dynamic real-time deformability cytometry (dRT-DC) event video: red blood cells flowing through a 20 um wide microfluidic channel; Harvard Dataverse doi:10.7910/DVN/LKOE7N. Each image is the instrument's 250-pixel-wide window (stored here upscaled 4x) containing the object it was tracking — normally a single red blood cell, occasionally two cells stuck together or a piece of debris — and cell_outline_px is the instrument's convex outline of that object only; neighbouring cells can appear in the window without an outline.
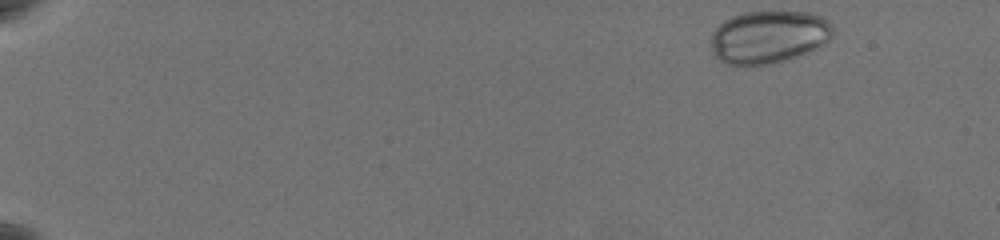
{"species": "common noctule bat (a hibernating species)", "species_latin": "Nyctalus noctula", "temperature_condition": "warm", "stored_images_in_passage": 55, "camera_frame_rate_fps": 3000, "um_per_image_px": 0.085, "animal": {"sex": "female", "body_mass_g": 19.5, "forearm_length_mm": 54.1}, "frame": {"image": 1, "passage_image": 1, "time_ms": 0.0, "image_size_px": [1000, 240], "cell_outline_px": [[832, 36], [828, 40], [804, 52], [772, 64], [724, 64], [712, 52], [712, 32], [720, 24], [744, 12], [812, 12], [820, 16], [832, 28]], "centroid_in_image_um": [65.29, 3.13], "position_along_channel_um": 19.7, "area_um2": 36.36}}
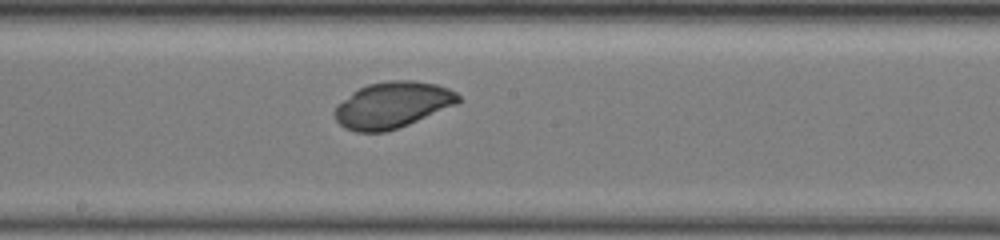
{"frame": {"image": 2, "passage_image": 31, "time_ms": 10.0, "image_size_px": [1000, 240], "cell_outline_px": [[464, 100], [456, 104], [408, 124], [384, 132], [356, 132], [344, 128], [336, 120], [336, 104], [352, 92], [368, 84], [388, 80], [416, 80], [436, 84], [448, 88], [456, 92]], "centroid_in_image_um": [33.37, 8.91], "position_along_channel_um": 214.8, "area_um2": 33.18}}
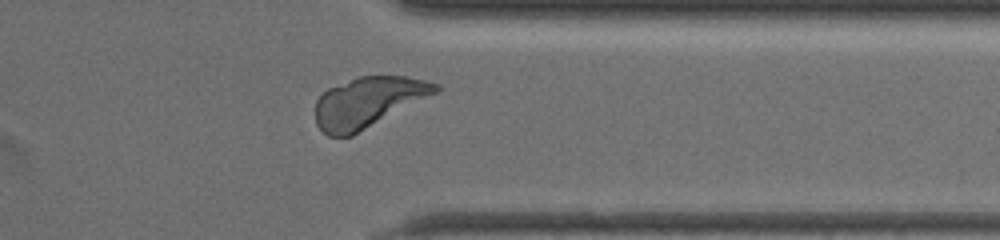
{"frame": {"image": 3, "passage_image": 45, "time_ms": 14.667, "image_size_px": [1000, 240], "cell_outline_px": [[440, 92], [352, 136], [328, 136], [316, 124], [316, 100], [328, 88], [360, 76], [408, 76], [440, 84]], "centroid_in_image_um": [31.33, 8.69], "position_along_channel_um": 380.1, "area_um2": 35.37}}